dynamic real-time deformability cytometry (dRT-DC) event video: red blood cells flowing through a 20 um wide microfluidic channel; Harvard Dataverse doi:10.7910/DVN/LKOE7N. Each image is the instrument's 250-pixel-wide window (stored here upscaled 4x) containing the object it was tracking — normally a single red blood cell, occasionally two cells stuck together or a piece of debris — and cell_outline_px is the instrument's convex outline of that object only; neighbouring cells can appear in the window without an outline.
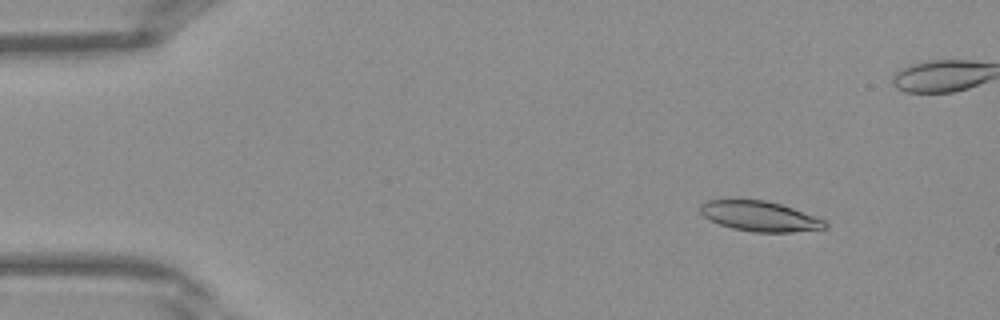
{"species": "Egyptian fruit bat (a non-hibernating species)", "species_latin": "Rousettus aegyptiacus", "temperature_condition": "warm", "stored_images_in_passage": 41, "camera_frame_rate_fps": 3000, "um_per_image_px": 0.085, "frame": {"image": 1, "passage_image": 5, "time_ms": 1.333, "image_size_px": [1000, 320], "cell_outline_px": [[828, 228], [792, 232], [752, 232], [732, 228], [708, 220], [700, 212], [700, 204], [708, 200], [740, 196], [764, 200], [780, 204], [792, 208], [824, 220], [828, 224]], "centroid_in_image_um": [64.49, 18.34], "position_along_channel_um": 20.5, "area_um2": 22.54}}
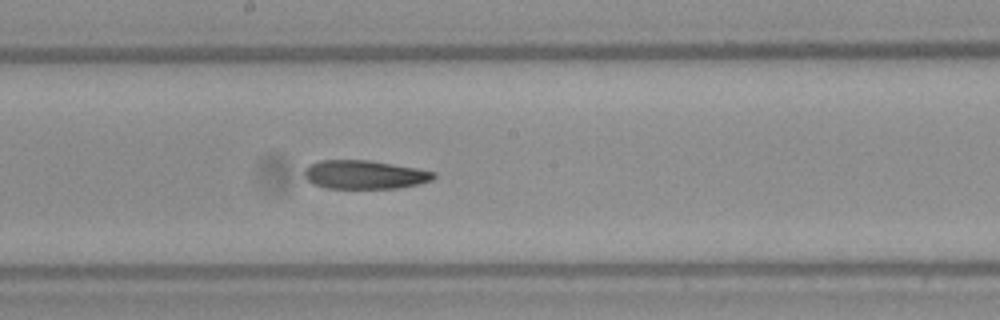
{"frame": {"image": 2, "passage_image": 22, "time_ms": 7.0, "image_size_px": [1000, 320], "cell_outline_px": [[436, 176], [432, 180], [416, 184], [396, 188], [328, 188], [312, 184], [304, 176], [304, 168], [320, 160], [372, 160], [416, 168], [436, 172]], "centroid_in_image_um": [30.97, 14.83], "position_along_channel_um": 217.2, "area_um2": 21.56}}
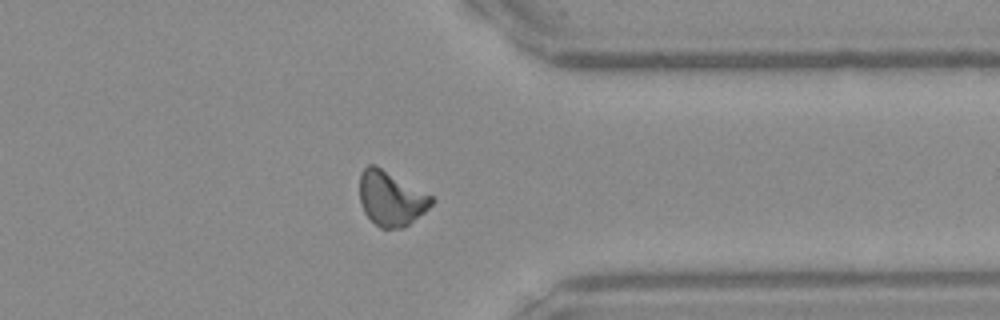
{"frame": {"image": 3, "passage_image": 32, "time_ms": 10.333, "image_size_px": [1000, 320], "cell_outline_px": [[436, 200], [424, 212], [404, 228], [380, 228], [364, 212], [360, 204], [360, 172], [368, 164], [376, 164], [432, 196]], "centroid_in_image_um": [33.22, 16.85], "position_along_channel_um": 378.2, "area_um2": 22.89}}